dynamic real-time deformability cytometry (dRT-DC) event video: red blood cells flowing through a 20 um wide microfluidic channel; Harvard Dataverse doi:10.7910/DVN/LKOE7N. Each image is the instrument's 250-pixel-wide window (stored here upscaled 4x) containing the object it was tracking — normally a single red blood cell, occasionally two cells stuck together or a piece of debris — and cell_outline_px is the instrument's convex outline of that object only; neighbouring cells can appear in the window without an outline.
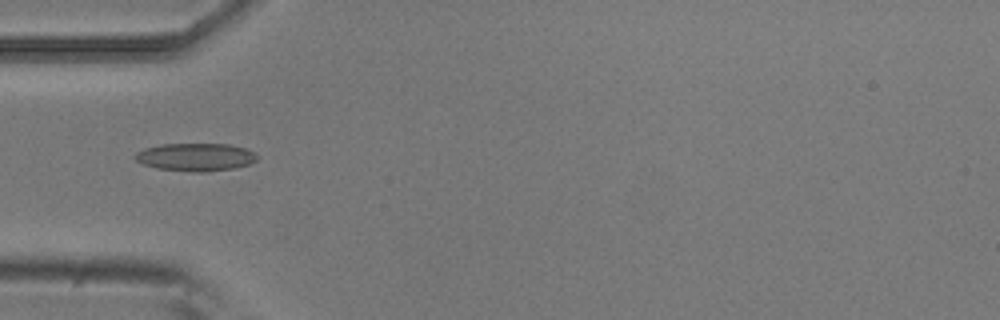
{"species": "common noctule bat (a hibernating species)", "species_latin": "Nyctalus noctula", "temperature_condition": "room temperature", "stored_images_in_passage": 4, "camera_frame_rate_fps": 3000, "um_per_image_px": 0.085, "animal": {"sex": "male", "body_mass_g": 20.5, "forearm_length_mm": 52.5}, "frame": {"image": 1, "passage_image": 1, "time_ms": 0.0, "image_size_px": [1000, 320], "cell_outline_px": [[260, 156], [256, 160], [248, 164], [232, 168], [208, 172], [192, 172], [156, 168], [144, 164], [136, 160], [132, 156], [136, 152], [144, 148], [160, 144], [228, 144], [248, 148], [256, 152]], "centroid_in_image_um": [16.64, 13.34], "position_along_channel_um": 68.4, "area_um2": 20.06}}
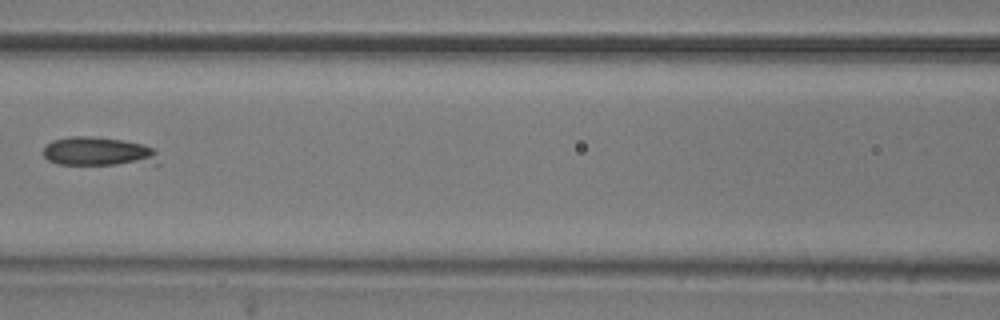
{"frame": {"image": 2, "passage_image": 3, "time_ms": 0.667, "image_size_px": [1000, 320], "cell_outline_px": [[160, 164], [56, 164], [48, 160], [44, 156], [44, 144], [52, 140], [72, 136], [84, 136], [124, 140], [144, 144], [152, 148], [156, 152]], "centroid_in_image_um": [8.36, 12.88], "position_along_channel_um": 158.2, "area_um2": 19.48}}
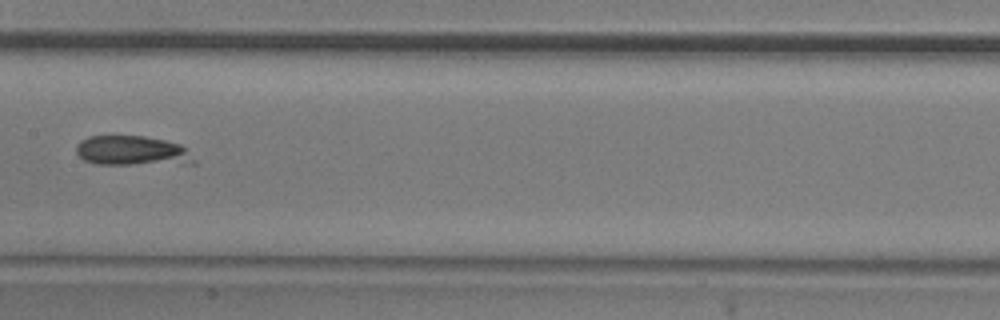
{"frame": {"image": 3, "passage_image": 4, "time_ms": 1.0, "image_size_px": [1000, 320], "cell_outline_px": [[196, 164], [96, 164], [84, 160], [76, 152], [76, 148], [80, 140], [88, 136], [144, 136], [164, 140], [180, 144], [196, 160]], "centroid_in_image_um": [11.24, 12.83], "position_along_channel_um": 196.2, "area_um2": 20.46}}